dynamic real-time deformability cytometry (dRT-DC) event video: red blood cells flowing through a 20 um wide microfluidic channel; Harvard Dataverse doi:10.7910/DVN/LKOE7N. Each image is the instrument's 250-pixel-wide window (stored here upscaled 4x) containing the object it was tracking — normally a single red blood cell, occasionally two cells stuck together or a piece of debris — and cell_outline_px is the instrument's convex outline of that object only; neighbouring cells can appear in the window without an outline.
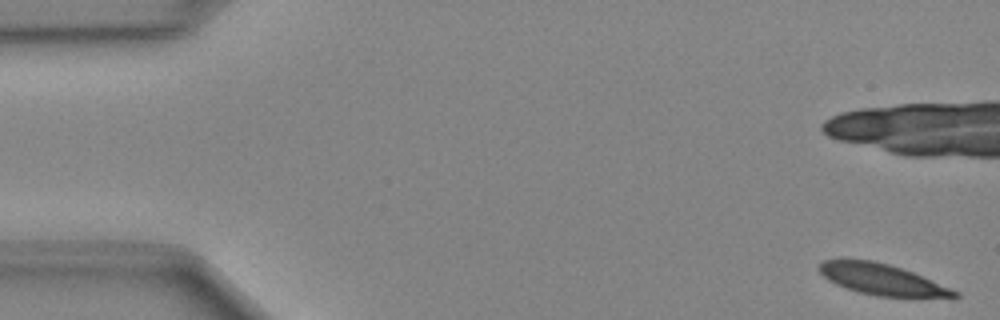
{"species": "Egyptian fruit bat (a non-hibernating species)", "species_latin": "Rousettus aegyptiacus", "temperature_condition": "cold", "stored_images_in_passage": 14, "camera_frame_rate_fps": 3000, "um_per_image_px": 0.085, "animal": {"sex": "female"}, "frame": {"image": 1, "passage_image": 2, "time_ms": 0.333, "image_size_px": [1000, 320], "cell_outline_px": [[960, 296], [876, 296], [860, 292], [836, 284], [828, 280], [816, 268], [824, 260], [872, 260], [888, 264], [912, 272], [960, 292]], "centroid_in_image_um": [74.9, 23.74], "position_along_channel_um": 10.1, "area_um2": 23.64}}